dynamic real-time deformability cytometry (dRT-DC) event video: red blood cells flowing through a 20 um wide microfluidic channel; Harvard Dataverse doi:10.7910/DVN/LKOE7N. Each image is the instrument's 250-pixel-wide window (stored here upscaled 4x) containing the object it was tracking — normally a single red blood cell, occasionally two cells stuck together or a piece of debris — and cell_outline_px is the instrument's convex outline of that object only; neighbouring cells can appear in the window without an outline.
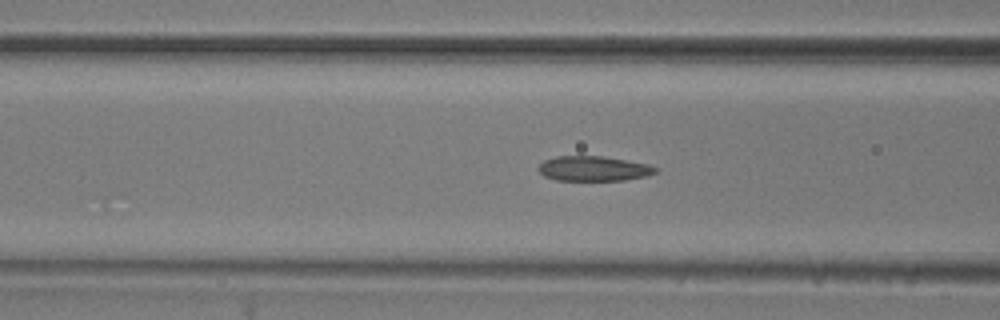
{"species": "common noctule bat (a hibernating species)", "species_latin": "Nyctalus noctula", "temperature_condition": "room temperature", "stored_images_in_passage": 24, "camera_frame_rate_fps": 3000, "um_per_image_px": 0.085, "animal": {"sex": "male", "body_mass_g": 20.5, "forearm_length_mm": 52.5}, "frame": {"image": 1, "passage_image": 11, "time_ms": 3.333, "image_size_px": [1000, 320], "cell_outline_px": [[656, 172], [648, 176], [624, 180], [556, 180], [544, 176], [536, 168], [544, 160], [556, 156], [600, 156], [648, 164], [656, 168]], "centroid_in_image_um": [50.42, 14.33], "position_along_channel_um": 116.2, "area_um2": 16.88}}
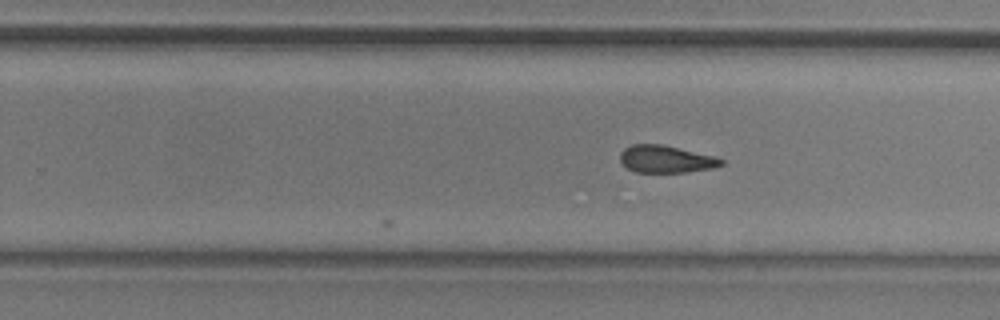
{"frame": {"image": 2, "passage_image": 24, "time_ms": 7.667, "image_size_px": [1000, 320], "cell_outline_px": [[724, 164], [716, 168], [684, 172], [636, 172], [628, 168], [620, 160], [620, 152], [624, 148], [632, 144], [660, 144], [716, 156], [724, 160]], "centroid_in_image_um": [56.64, 13.52], "position_along_channel_um": 273.2, "area_um2": 16.13}}